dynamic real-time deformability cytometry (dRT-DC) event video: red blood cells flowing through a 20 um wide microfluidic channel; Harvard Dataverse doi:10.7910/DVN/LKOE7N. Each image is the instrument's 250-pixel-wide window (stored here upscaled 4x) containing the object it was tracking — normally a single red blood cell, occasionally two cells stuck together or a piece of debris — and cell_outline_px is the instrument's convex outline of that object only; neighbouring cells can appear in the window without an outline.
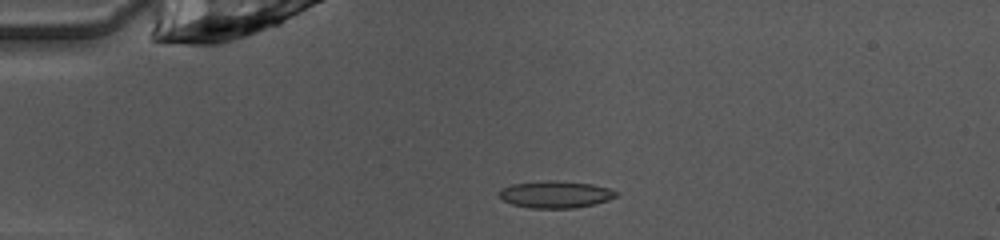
{"species": "common noctule bat (a hibernating species)", "species_latin": "Nyctalus noctula", "temperature_condition": "warm", "stored_images_in_passage": 50, "camera_frame_rate_fps": 3000, "um_per_image_px": 0.085, "animal": {"sex": "female", "body_mass_g": 10.0, "forearm_length_mm": 53.1}, "frame": {"image": 1, "passage_image": 12, "time_ms": 3.667, "image_size_px": [1000, 240], "cell_outline_px": [[616, 196], [608, 200], [596, 204], [576, 208], [532, 208], [512, 204], [504, 200], [500, 196], [500, 188], [512, 184], [548, 180], [552, 180], [592, 184], [608, 188], [616, 192]], "centroid_in_image_um": [47.21, 16.53], "position_along_channel_um": 37.8, "area_um2": 18.26}}
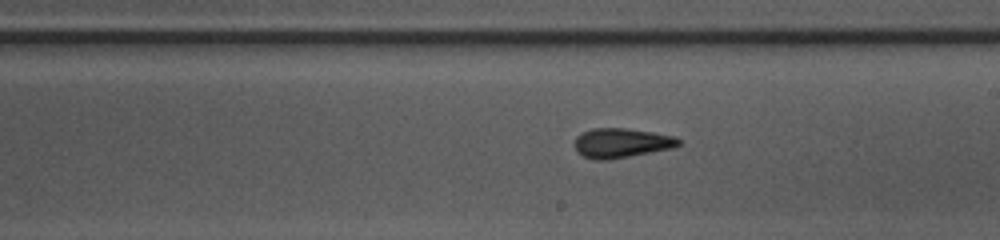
{"frame": {"image": 2, "passage_image": 29, "time_ms": 9.333, "image_size_px": [1000, 240], "cell_outline_px": [[684, 140], [680, 144], [672, 148], [608, 160], [592, 160], [576, 152], [576, 136], [580, 132], [592, 128], [628, 128], [676, 136]], "centroid_in_image_um": [52.83, 12.14], "position_along_channel_um": 236.2, "area_um2": 18.09}}
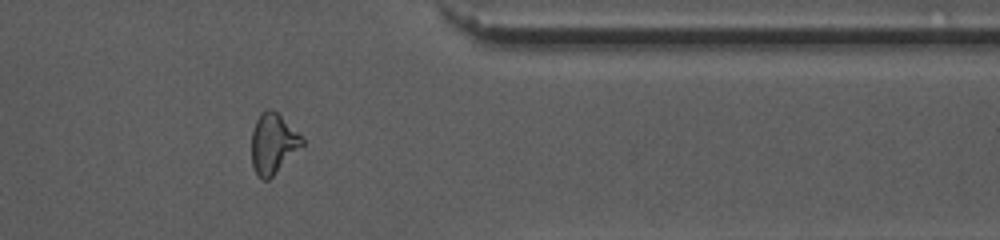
{"frame": {"image": 3, "passage_image": 41, "time_ms": 13.333, "image_size_px": [1000, 240], "cell_outline_px": [[304, 144], [268, 180], [260, 180], [252, 164], [252, 132], [256, 120], [260, 112], [268, 108], [276, 112], [304, 140]], "centroid_in_image_um": [23.18, 12.21], "position_along_channel_um": 388.2, "area_um2": 17.28}, "authors_computed_cell_mechanics": {"area_um2": 17.6868, "velocity_mm_per_s": 4.0561, "shape_relaxation_time_tau1_ms": 4.033, "shape_relaxation_time_tau2_ms": 1.0872, "deformation_change_tau1": 0.1386, "deformation_change_tau2": 0.0744}}